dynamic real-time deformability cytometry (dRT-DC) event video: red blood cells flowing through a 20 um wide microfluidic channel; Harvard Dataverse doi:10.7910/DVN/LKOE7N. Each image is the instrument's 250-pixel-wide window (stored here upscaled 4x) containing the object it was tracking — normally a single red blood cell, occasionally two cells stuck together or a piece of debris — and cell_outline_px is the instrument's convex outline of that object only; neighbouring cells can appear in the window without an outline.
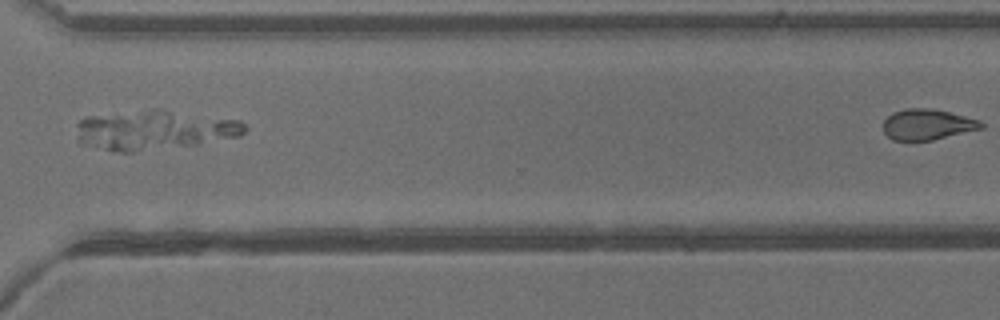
{"species": "common noctule bat (a hibernating species)", "species_latin": "Nyctalus noctula", "temperature_condition": "warm", "stored_images_in_passage": 29, "segment_of_instrument_passage": [2, 2], "camera_frame_rate_fps": 3000, "um_per_image_px": 0.085, "animal": {"sex": "male", "body_mass_g": 13.3}, "frame": {"image": 1, "passage_image": 29, "time_ms": 9.333, "image_size_px": [1000, 320], "cell_outline_px": [[984, 128], [932, 140], [892, 140], [884, 132], [884, 120], [892, 112], [904, 108], [924, 108], [948, 112], [980, 120], [984, 124]], "centroid_in_image_um": [78.82, 10.58], "position_along_channel_um": 291.8, "area_um2": 17.4}}